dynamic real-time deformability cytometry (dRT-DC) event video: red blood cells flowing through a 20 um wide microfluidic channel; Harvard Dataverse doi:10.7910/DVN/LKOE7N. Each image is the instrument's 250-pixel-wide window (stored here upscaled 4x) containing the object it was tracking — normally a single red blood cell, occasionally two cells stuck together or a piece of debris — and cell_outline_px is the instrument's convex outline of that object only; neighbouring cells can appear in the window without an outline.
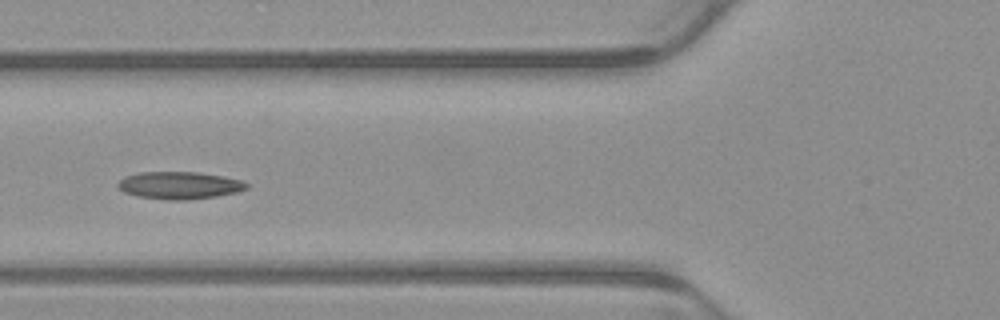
{"species": "common noctule bat (a hibernating species)", "species_latin": "Nyctalus noctula", "temperature_condition": "warm", "stored_images_in_passage": 8, "camera_frame_rate_fps": 3000, "um_per_image_px": 0.085, "animal": {"sex": "male", "body_mass_g": 23.1, "forearm_length_mm": 52.7}, "frame": {"image": 1, "passage_image": 7, "time_ms": 2.0, "image_size_px": [1000, 320], "cell_outline_px": [[248, 188], [236, 192], [216, 196], [188, 200], [168, 200], [136, 196], [124, 192], [116, 184], [124, 176], [140, 172], [196, 172], [224, 176], [240, 180], [248, 184]], "centroid_in_image_um": [15.23, 15.75], "position_along_channel_um": 110.6, "area_um2": 20.52}}
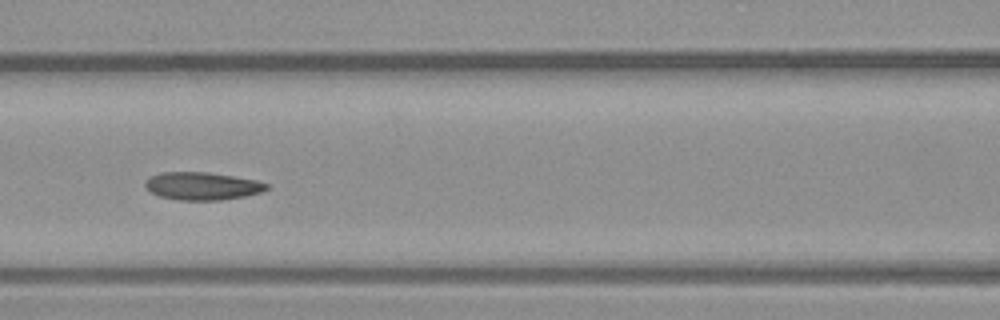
{"frame": {"image": 2, "passage_image": 8, "time_ms": 2.333, "image_size_px": [1000, 320], "cell_outline_px": [[268, 188], [260, 192], [244, 196], [220, 200], [180, 200], [160, 196], [152, 192], [144, 184], [144, 180], [160, 172], [208, 172], [256, 180], [268, 184]], "centroid_in_image_um": [17.17, 15.8], "position_along_channel_um": 149.4, "area_um2": 19.42}}